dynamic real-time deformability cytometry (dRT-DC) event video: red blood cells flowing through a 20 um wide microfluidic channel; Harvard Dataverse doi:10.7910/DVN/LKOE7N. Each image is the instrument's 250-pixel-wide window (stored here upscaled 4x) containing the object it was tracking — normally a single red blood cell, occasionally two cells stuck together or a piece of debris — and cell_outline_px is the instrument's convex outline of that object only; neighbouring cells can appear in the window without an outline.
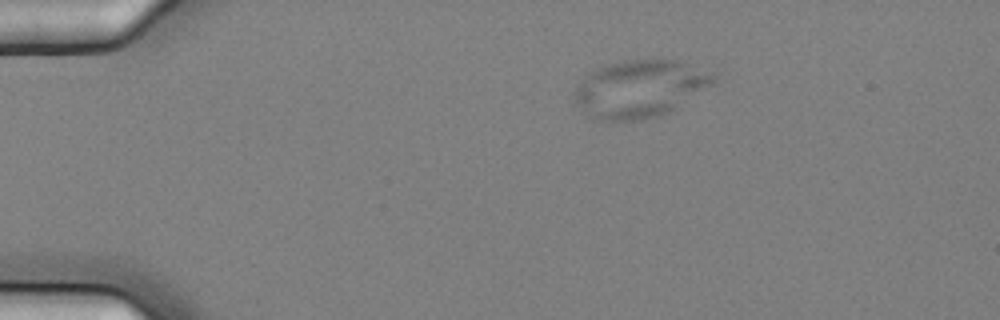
{"species": "common noctule bat (a hibernating species)", "species_latin": "Nyctalus noctula", "temperature_condition": "cold", "stored_images_in_passage": 3, "camera_frame_rate_fps": 3000, "um_per_image_px": 0.085, "animal": {"sex": "female", "body_mass_g": 25.1}, "frame": {"image": 1, "passage_image": 1, "time_ms": 0.0, "image_size_px": [1000, 320], "cell_outline_px": [[716, 80], [668, 112], [660, 116], [640, 120], [600, 120], [588, 116], [576, 104], [572, 96], [572, 92], [576, 84], [588, 72], [608, 64], [624, 60], [680, 60], [716, 72]], "centroid_in_image_um": [54.33, 7.53], "position_along_channel_um": 30.7, "area_um2": 46.53}}